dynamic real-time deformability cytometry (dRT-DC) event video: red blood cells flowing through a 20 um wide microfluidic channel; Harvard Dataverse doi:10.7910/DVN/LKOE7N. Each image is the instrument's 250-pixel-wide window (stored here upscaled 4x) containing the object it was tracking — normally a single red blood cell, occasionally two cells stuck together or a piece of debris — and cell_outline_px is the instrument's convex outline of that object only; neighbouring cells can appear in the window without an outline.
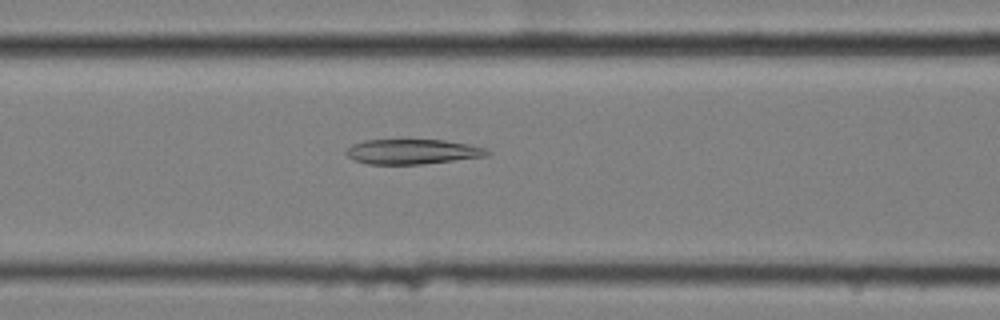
{"species": "common noctule bat (a hibernating species)", "species_latin": "Nyctalus noctula", "temperature_condition": "cold", "stored_images_in_passage": 40, "camera_frame_rate_fps": 3000, "um_per_image_px": 0.085, "animal": {"sex": "female", "body_mass_g": 25.1}, "frame": {"image": 1, "passage_image": 9, "time_ms": 2.667, "image_size_px": [1000, 320], "cell_outline_px": [[492, 152], [488, 156], [424, 164], [368, 164], [356, 160], [348, 156], [344, 152], [352, 144], [364, 140], [404, 136], [444, 140], [468, 144], [484, 148]], "centroid_in_image_um": [35.04, 12.83], "position_along_channel_um": 131.6, "area_um2": 21.62}}
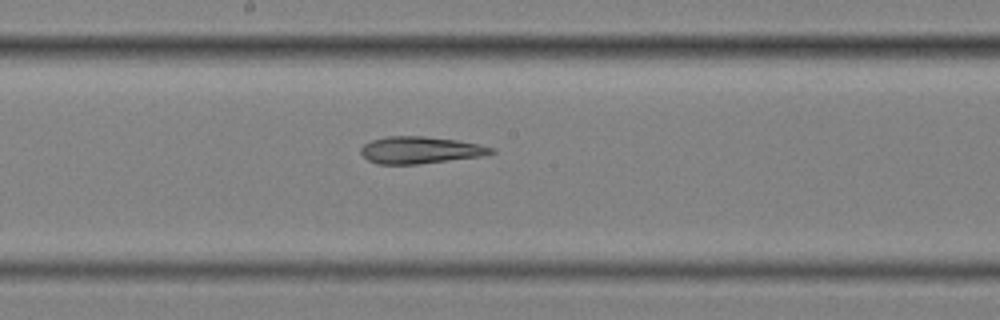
{"frame": {"image": 2, "passage_image": 16, "time_ms": 5.0, "image_size_px": [1000, 320], "cell_outline_px": [[496, 152], [484, 156], [420, 164], [376, 164], [368, 160], [360, 152], [360, 148], [364, 144], [372, 140], [384, 136], [424, 136], [456, 140], [480, 144], [496, 148]], "centroid_in_image_um": [35.75, 12.76], "position_along_channel_um": 212.4, "area_um2": 20.75}}
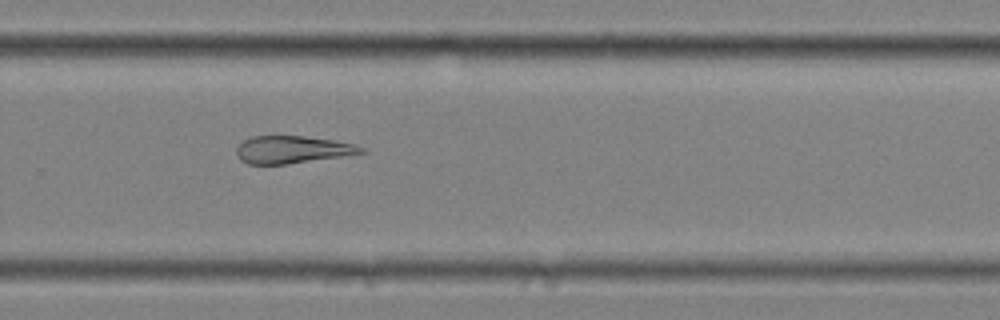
{"frame": {"image": 3, "passage_image": 24, "time_ms": 7.667, "image_size_px": [1000, 320], "cell_outline_px": [[364, 152], [340, 156], [288, 164], [248, 164], [240, 160], [236, 152], [236, 148], [244, 140], [252, 136], [304, 136], [332, 140], [356, 144], [364, 148]], "centroid_in_image_um": [24.8, 12.71], "position_along_channel_um": 305.0, "area_um2": 19.71}, "authors_computed_cell_mechanics": {"area_um2": 21.964, "velocity_mm_per_s": 3.4738, "shape_relaxation_time_tau1_ms": null, "shape_relaxation_time_tau2_ms": 7.2025, "deformation_change_tau1": null, "deformation_change_tau2": 0.1639}}